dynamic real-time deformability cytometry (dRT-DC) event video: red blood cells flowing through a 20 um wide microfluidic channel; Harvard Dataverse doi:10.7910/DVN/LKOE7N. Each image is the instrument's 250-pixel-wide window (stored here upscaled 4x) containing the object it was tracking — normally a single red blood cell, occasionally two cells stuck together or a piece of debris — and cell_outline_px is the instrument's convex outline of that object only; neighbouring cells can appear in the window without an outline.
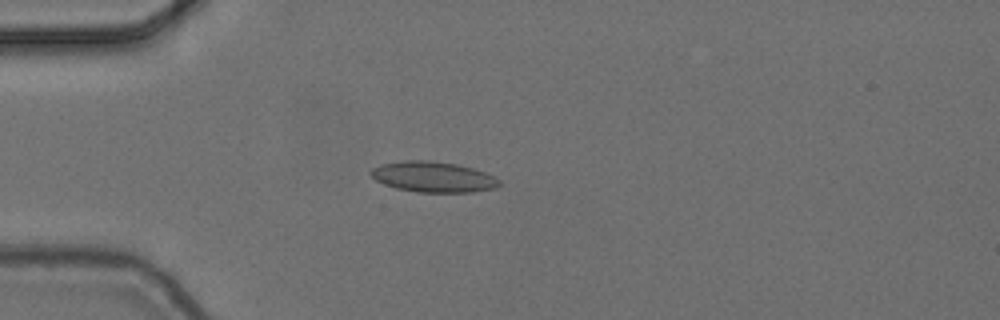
{"species": "common noctule bat (a hibernating species)", "species_latin": "Nyctalus noctula", "temperature_condition": "cold", "stored_images_in_passage": 3, "camera_frame_rate_fps": 3000, "um_per_image_px": 0.085, "animal": {"sex": "female", "body_mass_g": 24.6, "forearm_length_mm": 56.2}, "frame": {"image": 1, "passage_image": 3, "time_ms": 0.667, "image_size_px": [1000, 320], "cell_outline_px": [[500, 184], [496, 188], [472, 192], [416, 192], [396, 188], [384, 184], [376, 180], [368, 172], [372, 168], [380, 164], [408, 160], [428, 160], [456, 164], [472, 168], [496, 176], [500, 180]], "centroid_in_image_um": [36.82, 15.04], "position_along_channel_um": 48.2, "area_um2": 22.95}}